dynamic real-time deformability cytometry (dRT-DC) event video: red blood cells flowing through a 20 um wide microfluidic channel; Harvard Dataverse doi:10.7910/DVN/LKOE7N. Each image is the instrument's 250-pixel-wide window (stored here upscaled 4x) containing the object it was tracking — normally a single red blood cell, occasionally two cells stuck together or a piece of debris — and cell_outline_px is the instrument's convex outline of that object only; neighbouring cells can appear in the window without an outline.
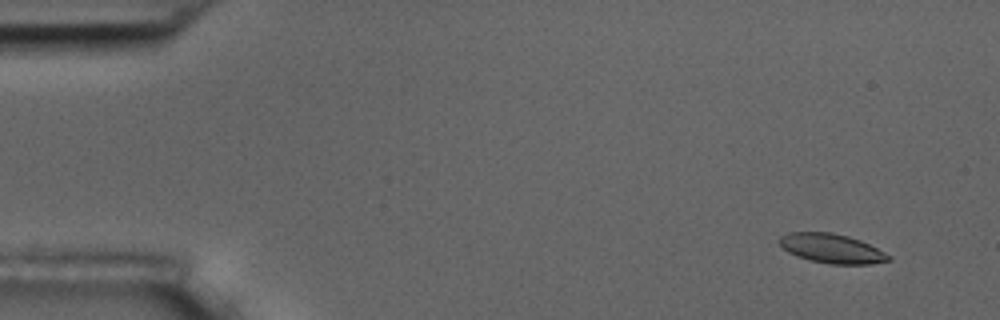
{"species": "common noctule bat (a hibernating species)", "species_latin": "Nyctalus noctula", "temperature_condition": "room temperature", "stored_images_in_passage": 7, "camera_frame_rate_fps": 3000, "um_per_image_px": 0.085, "animal": {"sex": "male", "body_mass_g": 17.5, "forearm_length_mm": 52.3}, "frame": {"image": 1, "passage_image": 2, "time_ms": 1.0, "image_size_px": [1000, 320], "cell_outline_px": [[892, 260], [872, 264], [832, 264], [812, 260], [796, 256], [788, 252], [776, 240], [780, 236], [788, 232], [832, 232], [848, 236], [860, 240], [892, 256]], "centroid_in_image_um": [70.69, 21.11], "position_along_channel_um": 14.3, "area_um2": 18.67}}
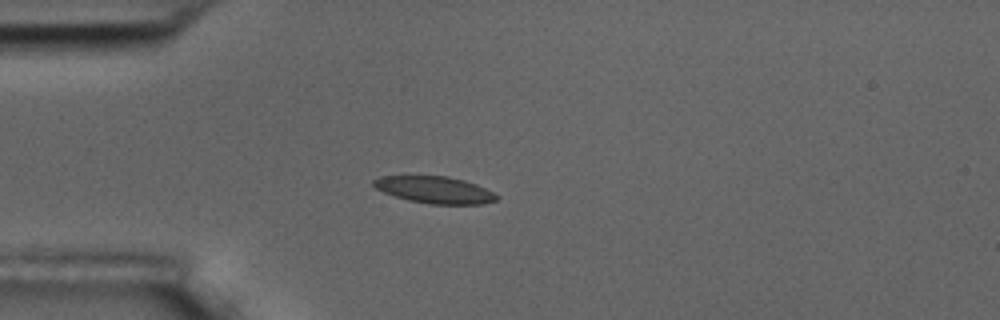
{"frame": {"image": 2, "passage_image": 5, "time_ms": 4.667, "image_size_px": [1000, 320], "cell_outline_px": [[500, 196], [496, 200], [484, 204], [432, 204], [408, 200], [384, 192], [376, 188], [372, 184], [372, 180], [380, 176], [448, 176], [464, 180], [476, 184]], "centroid_in_image_um": [36.95, 16.13], "position_along_channel_um": 48.0, "area_um2": 19.19}}